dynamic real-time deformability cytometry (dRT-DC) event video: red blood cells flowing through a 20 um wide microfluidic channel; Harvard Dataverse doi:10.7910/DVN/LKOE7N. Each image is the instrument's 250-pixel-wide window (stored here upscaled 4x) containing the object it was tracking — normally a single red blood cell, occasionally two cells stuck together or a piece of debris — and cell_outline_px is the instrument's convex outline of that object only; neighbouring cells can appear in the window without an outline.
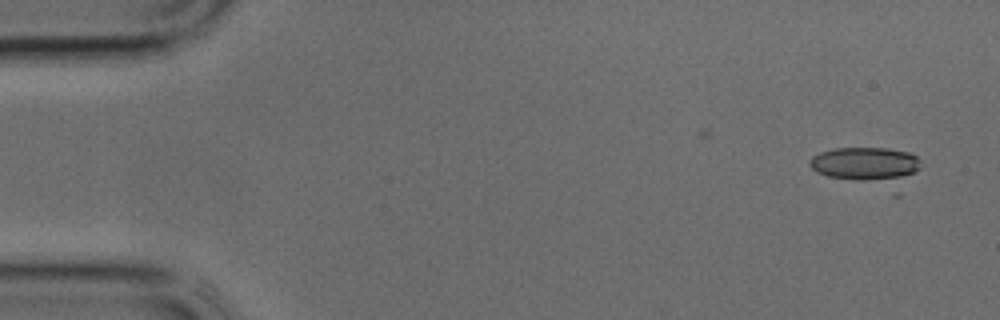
{"species": "common noctule bat (a hibernating species)", "species_latin": "Nyctalus noctula", "temperature_condition": "cold", "stored_images_in_passage": 31, "camera_frame_rate_fps": 3000, "um_per_image_px": 0.085, "animal": {"sex": "male", "body_mass_g": 17.9, "forearm_length_mm": 54.2}, "frame": {"image": 1, "passage_image": 1, "time_ms": 0.0, "image_size_px": [1000, 320], "cell_outline_px": [[920, 168], [916, 172], [892, 180], [856, 180], [828, 176], [816, 172], [808, 164], [808, 160], [812, 156], [820, 152], [836, 148], [888, 148], [908, 152], [916, 156], [920, 160]], "centroid_in_image_um": [73.52, 13.9], "position_along_channel_um": 11.5, "area_um2": 21.5}}
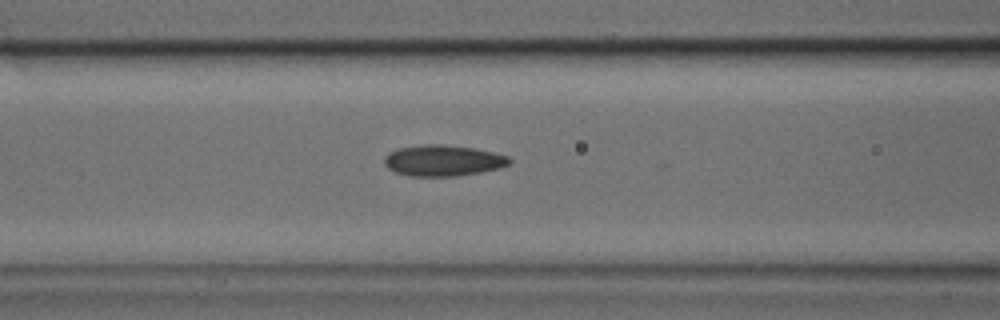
{"frame": {"image": 2, "passage_image": 14, "time_ms": 4.333, "image_size_px": [1000, 320], "cell_outline_px": [[512, 164], [500, 168], [480, 172], [456, 176], [408, 176], [396, 172], [388, 168], [384, 164], [384, 156], [388, 152], [400, 148], [424, 144], [444, 144], [476, 148], [508, 156], [512, 160]], "centroid_in_image_um": [37.67, 13.64], "position_along_channel_um": 128.9, "area_um2": 22.83}}
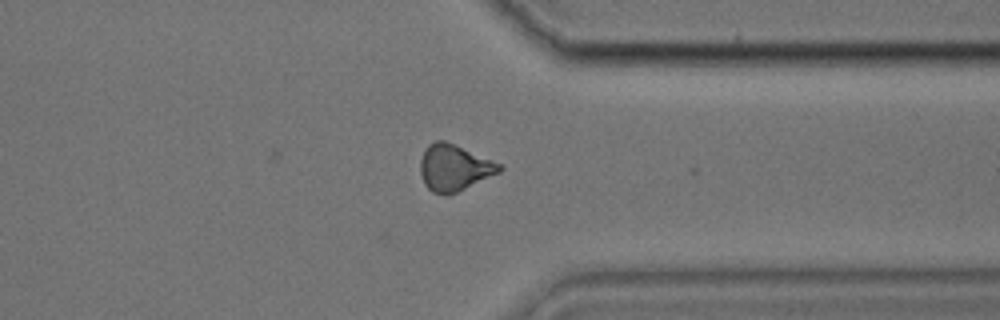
{"frame": {"image": 3, "passage_image": 28, "time_ms": 9.0, "image_size_px": [1000, 320], "cell_outline_px": [[504, 168], [500, 172], [448, 196], [432, 192], [424, 184], [420, 172], [420, 160], [428, 144], [436, 140], [444, 140], [504, 164]], "centroid_in_image_um": [38.62, 14.25], "position_along_channel_um": 372.8, "area_um2": 21.5}}